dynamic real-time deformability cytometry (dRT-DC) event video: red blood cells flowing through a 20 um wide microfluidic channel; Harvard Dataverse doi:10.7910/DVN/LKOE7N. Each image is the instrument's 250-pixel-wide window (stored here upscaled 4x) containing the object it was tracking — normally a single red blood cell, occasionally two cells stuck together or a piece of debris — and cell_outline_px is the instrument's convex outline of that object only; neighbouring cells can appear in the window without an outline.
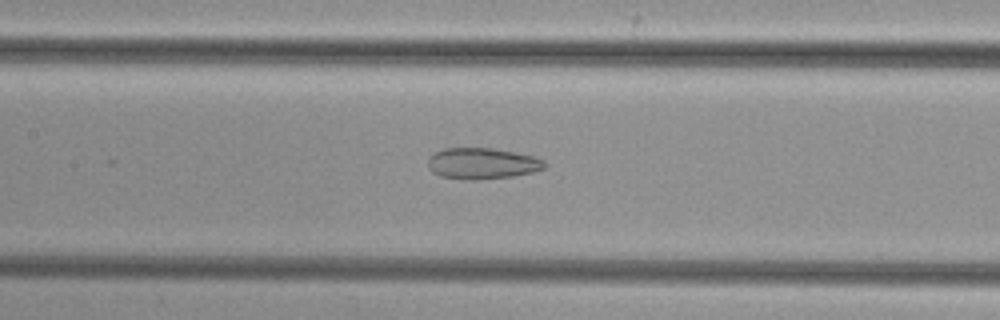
{"species": "common noctule bat (a hibernating species)", "species_latin": "Nyctalus noctula", "temperature_condition": "cold", "stored_images_in_passage": 51, "camera_frame_rate_fps": 3000, "um_per_image_px": 0.085, "animal": {"sex": "female", "body_mass_g": 29.2, "forearm_length_mm": 56.3}, "frame": {"image": 1, "passage_image": 24, "time_ms": 7.667, "image_size_px": [1000, 320], "cell_outline_px": [[544, 168], [532, 172], [512, 176], [476, 180], [464, 180], [440, 176], [432, 172], [428, 168], [428, 156], [444, 148], [492, 148], [516, 152], [532, 156], [544, 160]], "centroid_in_image_um": [40.93, 13.89], "position_along_channel_um": 166.5, "area_um2": 21.21}}
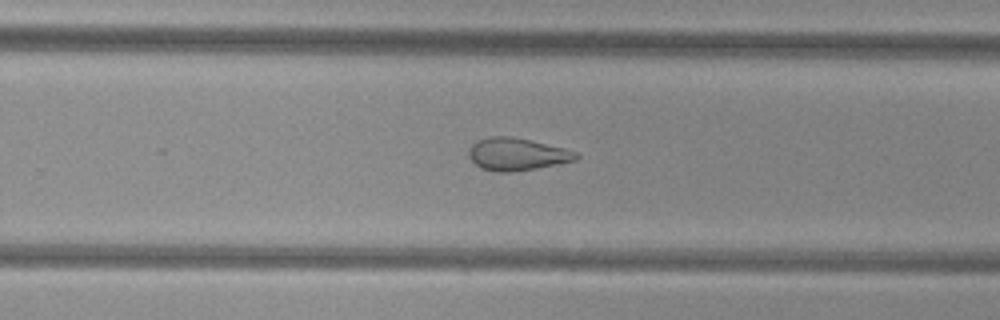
{"frame": {"image": 2, "passage_image": 33, "time_ms": 10.667, "image_size_px": [1000, 320], "cell_outline_px": [[580, 156], [576, 160], [560, 164], [512, 172], [496, 172], [480, 168], [468, 156], [468, 148], [472, 144], [488, 136], [512, 136], [564, 148], [576, 152]], "centroid_in_image_um": [43.93, 13.11], "position_along_channel_um": 285.9, "area_um2": 20.35}}
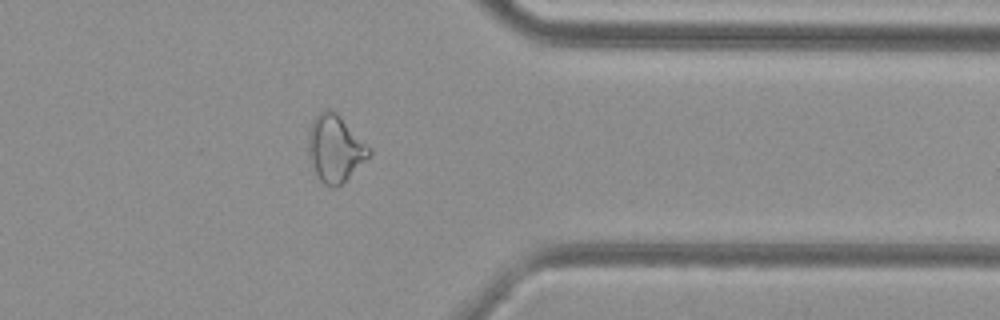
{"frame": {"image": 3, "passage_image": 41, "time_ms": 13.333, "image_size_px": [1000, 320], "cell_outline_px": [[372, 152], [336, 188], [332, 188], [324, 184], [320, 180], [316, 172], [308, 152], [308, 136], [312, 120], [320, 112], [328, 108], [336, 112], [372, 148]], "centroid_in_image_um": [28.48, 12.58], "position_along_channel_um": 382.9, "area_um2": 23.18}}